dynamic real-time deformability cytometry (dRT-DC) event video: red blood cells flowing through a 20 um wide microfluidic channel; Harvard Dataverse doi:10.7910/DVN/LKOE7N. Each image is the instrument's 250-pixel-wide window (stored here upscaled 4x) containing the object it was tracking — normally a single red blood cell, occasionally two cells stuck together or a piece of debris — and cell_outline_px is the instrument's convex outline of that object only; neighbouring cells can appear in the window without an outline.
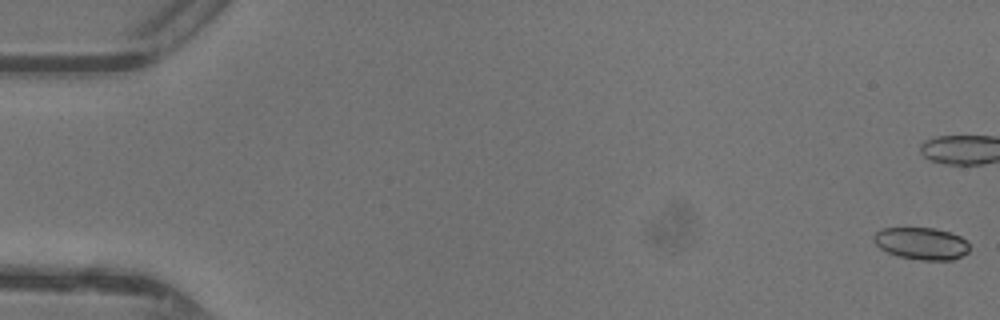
{"species": "common noctule bat (a hibernating species)", "species_latin": "Nyctalus noctula", "temperature_condition": "warm", "stored_images_in_passage": 8, "camera_frame_rate_fps": 3000, "um_per_image_px": 0.085, "animal": {"sex": "female"}, "frame": {"image": 1, "passage_image": 1, "time_ms": 0.0, "image_size_px": [1000, 320], "cell_outline_px": [[968, 252], [952, 260], [920, 260], [900, 256], [888, 252], [880, 248], [872, 240], [872, 236], [880, 228], [932, 228], [948, 232], [960, 236], [968, 244]], "centroid_in_image_um": [78.28, 20.69], "position_along_channel_um": 6.7, "area_um2": 17.74}}